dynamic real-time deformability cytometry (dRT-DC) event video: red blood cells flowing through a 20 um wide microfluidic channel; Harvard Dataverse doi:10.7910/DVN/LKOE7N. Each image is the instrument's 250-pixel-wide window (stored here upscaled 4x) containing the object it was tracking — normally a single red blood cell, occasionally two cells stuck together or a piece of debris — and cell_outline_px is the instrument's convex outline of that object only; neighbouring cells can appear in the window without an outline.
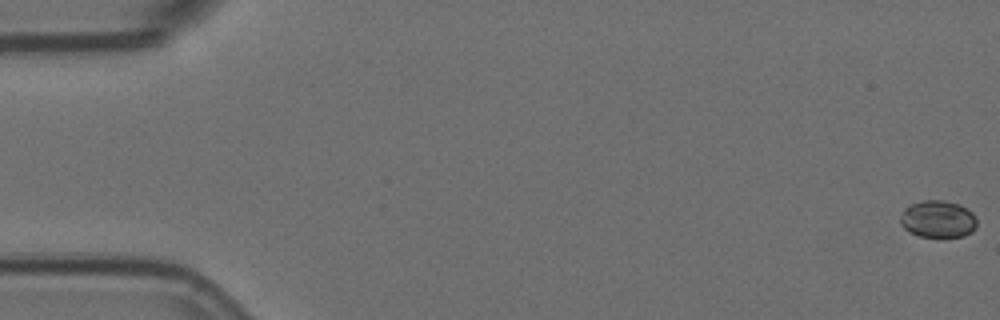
{"species": "Egyptian fruit bat (a non-hibernating species)", "species_latin": "Rousettus aegyptiacus", "temperature_condition": "room temperature", "stored_images_in_passage": 47, "camera_frame_rate_fps": 3000, "um_per_image_px": 0.085, "animal": {"sex": "female"}, "frame": {"image": 1, "passage_image": 1, "time_ms": 0.0, "image_size_px": [1000, 320], "cell_outline_px": [[976, 228], [972, 232], [964, 236], [944, 240], [940, 240], [920, 236], [908, 232], [900, 224], [900, 216], [904, 208], [912, 204], [924, 200], [944, 200], [960, 204], [972, 212], [976, 216]], "centroid_in_image_um": [79.74, 18.68], "position_along_channel_um": 5.3, "area_um2": 17.34}}
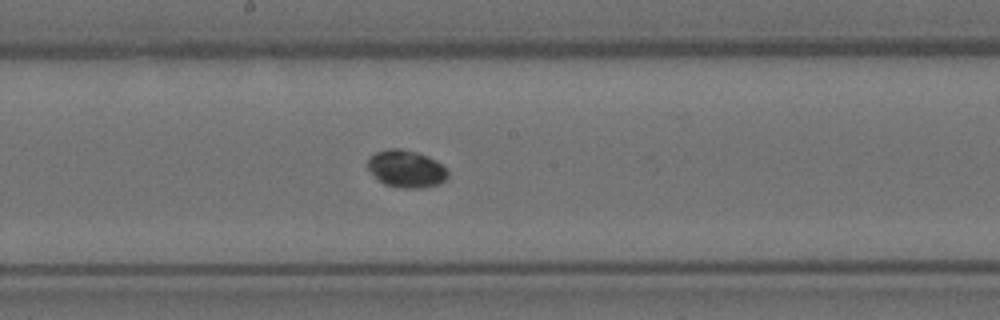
{"frame": {"image": 2, "passage_image": 31, "time_ms": 10.0, "image_size_px": [1000, 320], "cell_outline_px": [[448, 176], [440, 184], [420, 188], [404, 188], [384, 184], [368, 168], [368, 160], [376, 152], [388, 148], [400, 148], [416, 152], [428, 156], [436, 160], [448, 168]], "centroid_in_image_um": [34.58, 14.34], "position_along_channel_um": 213.6, "area_um2": 17.34}}
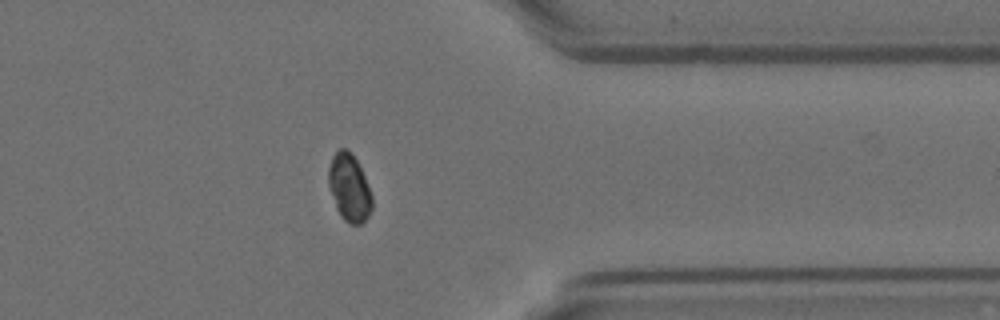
{"frame": {"image": 3, "passage_image": 46, "time_ms": 15.0, "image_size_px": [1000, 320], "cell_outline_px": [[372, 208], [368, 216], [360, 224], [348, 224], [340, 216], [336, 208], [328, 184], [328, 168], [332, 156], [340, 148], [344, 148], [352, 152], [364, 176], [372, 196]], "centroid_in_image_um": [29.67, 15.96], "position_along_channel_um": 381.7, "area_um2": 17.05}}